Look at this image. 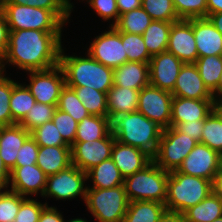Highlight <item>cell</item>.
Wrapping results in <instances>:
<instances>
[{"label": "cell", "instance_id": "b9f144b4", "mask_svg": "<svg viewBox=\"0 0 222 222\" xmlns=\"http://www.w3.org/2000/svg\"><path fill=\"white\" fill-rule=\"evenodd\" d=\"M31 136L39 146H69L52 120L32 130Z\"/></svg>", "mask_w": 222, "mask_h": 222}, {"label": "cell", "instance_id": "11a10c76", "mask_svg": "<svg viewBox=\"0 0 222 222\" xmlns=\"http://www.w3.org/2000/svg\"><path fill=\"white\" fill-rule=\"evenodd\" d=\"M212 193L222 200V172H218L211 182Z\"/></svg>", "mask_w": 222, "mask_h": 222}, {"label": "cell", "instance_id": "8fae6325", "mask_svg": "<svg viewBox=\"0 0 222 222\" xmlns=\"http://www.w3.org/2000/svg\"><path fill=\"white\" fill-rule=\"evenodd\" d=\"M173 95L169 91L147 85L140 90L137 111L163 129L171 123V107Z\"/></svg>", "mask_w": 222, "mask_h": 222}, {"label": "cell", "instance_id": "f907efd6", "mask_svg": "<svg viewBox=\"0 0 222 222\" xmlns=\"http://www.w3.org/2000/svg\"><path fill=\"white\" fill-rule=\"evenodd\" d=\"M10 29L8 27L4 11L0 5V63L4 59L9 42Z\"/></svg>", "mask_w": 222, "mask_h": 222}, {"label": "cell", "instance_id": "4316f807", "mask_svg": "<svg viewBox=\"0 0 222 222\" xmlns=\"http://www.w3.org/2000/svg\"><path fill=\"white\" fill-rule=\"evenodd\" d=\"M184 222H212L222 217V200L212 192L200 203L182 213Z\"/></svg>", "mask_w": 222, "mask_h": 222}, {"label": "cell", "instance_id": "d6986e66", "mask_svg": "<svg viewBox=\"0 0 222 222\" xmlns=\"http://www.w3.org/2000/svg\"><path fill=\"white\" fill-rule=\"evenodd\" d=\"M175 97L213 99L212 92L204 84L194 63H184L171 92Z\"/></svg>", "mask_w": 222, "mask_h": 222}, {"label": "cell", "instance_id": "30bf717a", "mask_svg": "<svg viewBox=\"0 0 222 222\" xmlns=\"http://www.w3.org/2000/svg\"><path fill=\"white\" fill-rule=\"evenodd\" d=\"M29 84L26 85L36 102L57 105L62 89L65 87V75L60 65L47 70L28 71Z\"/></svg>", "mask_w": 222, "mask_h": 222}, {"label": "cell", "instance_id": "680465c9", "mask_svg": "<svg viewBox=\"0 0 222 222\" xmlns=\"http://www.w3.org/2000/svg\"><path fill=\"white\" fill-rule=\"evenodd\" d=\"M207 18L215 26V28L222 33V12L209 14Z\"/></svg>", "mask_w": 222, "mask_h": 222}, {"label": "cell", "instance_id": "ab89813d", "mask_svg": "<svg viewBox=\"0 0 222 222\" xmlns=\"http://www.w3.org/2000/svg\"><path fill=\"white\" fill-rule=\"evenodd\" d=\"M26 199L22 195L6 188L0 191V222H14L21 203Z\"/></svg>", "mask_w": 222, "mask_h": 222}, {"label": "cell", "instance_id": "f5cc1de1", "mask_svg": "<svg viewBox=\"0 0 222 222\" xmlns=\"http://www.w3.org/2000/svg\"><path fill=\"white\" fill-rule=\"evenodd\" d=\"M116 2L120 15L142 7V0H116Z\"/></svg>", "mask_w": 222, "mask_h": 222}, {"label": "cell", "instance_id": "7dc6e473", "mask_svg": "<svg viewBox=\"0 0 222 222\" xmlns=\"http://www.w3.org/2000/svg\"><path fill=\"white\" fill-rule=\"evenodd\" d=\"M89 6L96 11V14L104 21L114 20L110 26H114L120 17L116 0H86Z\"/></svg>", "mask_w": 222, "mask_h": 222}, {"label": "cell", "instance_id": "60d3db41", "mask_svg": "<svg viewBox=\"0 0 222 222\" xmlns=\"http://www.w3.org/2000/svg\"><path fill=\"white\" fill-rule=\"evenodd\" d=\"M0 4H17L51 10L64 24L68 23L71 13L61 0H0Z\"/></svg>", "mask_w": 222, "mask_h": 222}, {"label": "cell", "instance_id": "ac0fdd59", "mask_svg": "<svg viewBox=\"0 0 222 222\" xmlns=\"http://www.w3.org/2000/svg\"><path fill=\"white\" fill-rule=\"evenodd\" d=\"M215 107L214 99H190L173 96L170 126L176 127L187 121L205 120Z\"/></svg>", "mask_w": 222, "mask_h": 222}, {"label": "cell", "instance_id": "d4e9b609", "mask_svg": "<svg viewBox=\"0 0 222 222\" xmlns=\"http://www.w3.org/2000/svg\"><path fill=\"white\" fill-rule=\"evenodd\" d=\"M71 165V146H39L37 166L47 176L57 174Z\"/></svg>", "mask_w": 222, "mask_h": 222}, {"label": "cell", "instance_id": "836d02e7", "mask_svg": "<svg viewBox=\"0 0 222 222\" xmlns=\"http://www.w3.org/2000/svg\"><path fill=\"white\" fill-rule=\"evenodd\" d=\"M152 21V18L141 7L120 15L114 27L119 32L142 35Z\"/></svg>", "mask_w": 222, "mask_h": 222}, {"label": "cell", "instance_id": "db71d44e", "mask_svg": "<svg viewBox=\"0 0 222 222\" xmlns=\"http://www.w3.org/2000/svg\"><path fill=\"white\" fill-rule=\"evenodd\" d=\"M9 179H10V170L4 164L0 156V188L1 189L8 188Z\"/></svg>", "mask_w": 222, "mask_h": 222}, {"label": "cell", "instance_id": "be15d7a7", "mask_svg": "<svg viewBox=\"0 0 222 222\" xmlns=\"http://www.w3.org/2000/svg\"><path fill=\"white\" fill-rule=\"evenodd\" d=\"M216 108L221 112L222 114V102L216 104Z\"/></svg>", "mask_w": 222, "mask_h": 222}, {"label": "cell", "instance_id": "7402d4cb", "mask_svg": "<svg viewBox=\"0 0 222 222\" xmlns=\"http://www.w3.org/2000/svg\"><path fill=\"white\" fill-rule=\"evenodd\" d=\"M30 135L19 124L0 127V156L9 170L15 166L18 150Z\"/></svg>", "mask_w": 222, "mask_h": 222}, {"label": "cell", "instance_id": "ba28073f", "mask_svg": "<svg viewBox=\"0 0 222 222\" xmlns=\"http://www.w3.org/2000/svg\"><path fill=\"white\" fill-rule=\"evenodd\" d=\"M197 143L176 127L165 128L162 131L153 161L165 171L177 170Z\"/></svg>", "mask_w": 222, "mask_h": 222}, {"label": "cell", "instance_id": "83f0119b", "mask_svg": "<svg viewBox=\"0 0 222 222\" xmlns=\"http://www.w3.org/2000/svg\"><path fill=\"white\" fill-rule=\"evenodd\" d=\"M166 210L163 203L131 201L122 222H157Z\"/></svg>", "mask_w": 222, "mask_h": 222}, {"label": "cell", "instance_id": "f6af8a7d", "mask_svg": "<svg viewBox=\"0 0 222 222\" xmlns=\"http://www.w3.org/2000/svg\"><path fill=\"white\" fill-rule=\"evenodd\" d=\"M52 121L54 122L56 128L61 134L63 140L69 146H72L75 142L78 122L75 121L70 116V114L65 113L57 108L54 111Z\"/></svg>", "mask_w": 222, "mask_h": 222}, {"label": "cell", "instance_id": "03108f58", "mask_svg": "<svg viewBox=\"0 0 222 222\" xmlns=\"http://www.w3.org/2000/svg\"><path fill=\"white\" fill-rule=\"evenodd\" d=\"M212 222H222V217L218 218V219H215L214 221Z\"/></svg>", "mask_w": 222, "mask_h": 222}, {"label": "cell", "instance_id": "8d00e7d4", "mask_svg": "<svg viewBox=\"0 0 222 222\" xmlns=\"http://www.w3.org/2000/svg\"><path fill=\"white\" fill-rule=\"evenodd\" d=\"M121 41L127 54V61L149 63L151 56L139 34L121 32Z\"/></svg>", "mask_w": 222, "mask_h": 222}, {"label": "cell", "instance_id": "e7e4bbea", "mask_svg": "<svg viewBox=\"0 0 222 222\" xmlns=\"http://www.w3.org/2000/svg\"><path fill=\"white\" fill-rule=\"evenodd\" d=\"M220 172H222V152L220 153Z\"/></svg>", "mask_w": 222, "mask_h": 222}, {"label": "cell", "instance_id": "681fc988", "mask_svg": "<svg viewBox=\"0 0 222 222\" xmlns=\"http://www.w3.org/2000/svg\"><path fill=\"white\" fill-rule=\"evenodd\" d=\"M203 126H204V120H200V121H187L185 123H180L176 126V128L180 132L187 134L188 137H191L198 143H201Z\"/></svg>", "mask_w": 222, "mask_h": 222}, {"label": "cell", "instance_id": "ee69618b", "mask_svg": "<svg viewBox=\"0 0 222 222\" xmlns=\"http://www.w3.org/2000/svg\"><path fill=\"white\" fill-rule=\"evenodd\" d=\"M179 19L206 18L207 0H172Z\"/></svg>", "mask_w": 222, "mask_h": 222}, {"label": "cell", "instance_id": "e0dca14e", "mask_svg": "<svg viewBox=\"0 0 222 222\" xmlns=\"http://www.w3.org/2000/svg\"><path fill=\"white\" fill-rule=\"evenodd\" d=\"M183 64L167 51L152 56L149 62L150 85L172 92Z\"/></svg>", "mask_w": 222, "mask_h": 222}, {"label": "cell", "instance_id": "d6a6232c", "mask_svg": "<svg viewBox=\"0 0 222 222\" xmlns=\"http://www.w3.org/2000/svg\"><path fill=\"white\" fill-rule=\"evenodd\" d=\"M201 143L222 152V114L216 107L204 120Z\"/></svg>", "mask_w": 222, "mask_h": 222}, {"label": "cell", "instance_id": "3957f363", "mask_svg": "<svg viewBox=\"0 0 222 222\" xmlns=\"http://www.w3.org/2000/svg\"><path fill=\"white\" fill-rule=\"evenodd\" d=\"M59 65L63 69L65 83L68 87L86 86L107 93L114 85V69L99 63L88 53L85 57L67 56L62 47Z\"/></svg>", "mask_w": 222, "mask_h": 222}, {"label": "cell", "instance_id": "5bb4252c", "mask_svg": "<svg viewBox=\"0 0 222 222\" xmlns=\"http://www.w3.org/2000/svg\"><path fill=\"white\" fill-rule=\"evenodd\" d=\"M177 171L182 174L202 177L212 182L220 171V153L205 144L197 143Z\"/></svg>", "mask_w": 222, "mask_h": 222}, {"label": "cell", "instance_id": "7c38bea8", "mask_svg": "<svg viewBox=\"0 0 222 222\" xmlns=\"http://www.w3.org/2000/svg\"><path fill=\"white\" fill-rule=\"evenodd\" d=\"M96 36L87 53L104 66L117 68L127 62V54L121 41V32L114 26Z\"/></svg>", "mask_w": 222, "mask_h": 222}, {"label": "cell", "instance_id": "bcb514c9", "mask_svg": "<svg viewBox=\"0 0 222 222\" xmlns=\"http://www.w3.org/2000/svg\"><path fill=\"white\" fill-rule=\"evenodd\" d=\"M47 202L44 204L37 201V199L26 198L20 205V209L14 222H38L42 210L47 206Z\"/></svg>", "mask_w": 222, "mask_h": 222}, {"label": "cell", "instance_id": "4fadbf2b", "mask_svg": "<svg viewBox=\"0 0 222 222\" xmlns=\"http://www.w3.org/2000/svg\"><path fill=\"white\" fill-rule=\"evenodd\" d=\"M115 137L110 132L105 138L93 141L74 142L71 146V162L83 172L111 158Z\"/></svg>", "mask_w": 222, "mask_h": 222}, {"label": "cell", "instance_id": "44dd1931", "mask_svg": "<svg viewBox=\"0 0 222 222\" xmlns=\"http://www.w3.org/2000/svg\"><path fill=\"white\" fill-rule=\"evenodd\" d=\"M198 57L222 56V33L206 18H193Z\"/></svg>", "mask_w": 222, "mask_h": 222}, {"label": "cell", "instance_id": "f35d334b", "mask_svg": "<svg viewBox=\"0 0 222 222\" xmlns=\"http://www.w3.org/2000/svg\"><path fill=\"white\" fill-rule=\"evenodd\" d=\"M57 105H47L36 102L25 117L18 123L27 131L31 132L36 127L51 121Z\"/></svg>", "mask_w": 222, "mask_h": 222}, {"label": "cell", "instance_id": "52a82bcc", "mask_svg": "<svg viewBox=\"0 0 222 222\" xmlns=\"http://www.w3.org/2000/svg\"><path fill=\"white\" fill-rule=\"evenodd\" d=\"M10 31H62L65 24L51 11L17 4H0Z\"/></svg>", "mask_w": 222, "mask_h": 222}, {"label": "cell", "instance_id": "603a6c76", "mask_svg": "<svg viewBox=\"0 0 222 222\" xmlns=\"http://www.w3.org/2000/svg\"><path fill=\"white\" fill-rule=\"evenodd\" d=\"M114 85L141 90L150 84L149 63L127 61L114 68Z\"/></svg>", "mask_w": 222, "mask_h": 222}, {"label": "cell", "instance_id": "74e56055", "mask_svg": "<svg viewBox=\"0 0 222 222\" xmlns=\"http://www.w3.org/2000/svg\"><path fill=\"white\" fill-rule=\"evenodd\" d=\"M142 8L156 21L176 22L177 16L172 0H142Z\"/></svg>", "mask_w": 222, "mask_h": 222}, {"label": "cell", "instance_id": "9c48e42d", "mask_svg": "<svg viewBox=\"0 0 222 222\" xmlns=\"http://www.w3.org/2000/svg\"><path fill=\"white\" fill-rule=\"evenodd\" d=\"M87 173L75 165H71L57 174L47 176L46 188L43 197L56 200H67L82 197L85 201ZM85 184V185H84Z\"/></svg>", "mask_w": 222, "mask_h": 222}, {"label": "cell", "instance_id": "7a4b0ae2", "mask_svg": "<svg viewBox=\"0 0 222 222\" xmlns=\"http://www.w3.org/2000/svg\"><path fill=\"white\" fill-rule=\"evenodd\" d=\"M163 128L142 113L119 115L111 121V132L122 144L139 148L152 158L156 155Z\"/></svg>", "mask_w": 222, "mask_h": 222}, {"label": "cell", "instance_id": "6f0895ef", "mask_svg": "<svg viewBox=\"0 0 222 222\" xmlns=\"http://www.w3.org/2000/svg\"><path fill=\"white\" fill-rule=\"evenodd\" d=\"M222 12V0H207V16Z\"/></svg>", "mask_w": 222, "mask_h": 222}, {"label": "cell", "instance_id": "6da1fadb", "mask_svg": "<svg viewBox=\"0 0 222 222\" xmlns=\"http://www.w3.org/2000/svg\"><path fill=\"white\" fill-rule=\"evenodd\" d=\"M62 31H39L35 29L10 31L6 55L1 70L8 64L20 70H47L59 65L62 48Z\"/></svg>", "mask_w": 222, "mask_h": 222}, {"label": "cell", "instance_id": "6125c7cd", "mask_svg": "<svg viewBox=\"0 0 222 222\" xmlns=\"http://www.w3.org/2000/svg\"><path fill=\"white\" fill-rule=\"evenodd\" d=\"M64 222H88V221L86 219H83V218H73L71 220L64 221Z\"/></svg>", "mask_w": 222, "mask_h": 222}, {"label": "cell", "instance_id": "ffe728a7", "mask_svg": "<svg viewBox=\"0 0 222 222\" xmlns=\"http://www.w3.org/2000/svg\"><path fill=\"white\" fill-rule=\"evenodd\" d=\"M111 159L124 178L142 170L153 160L145 151L119 143L117 140L111 150Z\"/></svg>", "mask_w": 222, "mask_h": 222}, {"label": "cell", "instance_id": "f546056e", "mask_svg": "<svg viewBox=\"0 0 222 222\" xmlns=\"http://www.w3.org/2000/svg\"><path fill=\"white\" fill-rule=\"evenodd\" d=\"M110 132L111 120L108 117L89 115L78 122L75 142L99 140Z\"/></svg>", "mask_w": 222, "mask_h": 222}, {"label": "cell", "instance_id": "4dcf8cb0", "mask_svg": "<svg viewBox=\"0 0 222 222\" xmlns=\"http://www.w3.org/2000/svg\"><path fill=\"white\" fill-rule=\"evenodd\" d=\"M36 103L26 84L16 83L12 88L10 110L12 125L18 124Z\"/></svg>", "mask_w": 222, "mask_h": 222}, {"label": "cell", "instance_id": "8992f818", "mask_svg": "<svg viewBox=\"0 0 222 222\" xmlns=\"http://www.w3.org/2000/svg\"><path fill=\"white\" fill-rule=\"evenodd\" d=\"M85 204L98 222H122L129 200L124 185L114 188H87Z\"/></svg>", "mask_w": 222, "mask_h": 222}, {"label": "cell", "instance_id": "91938a15", "mask_svg": "<svg viewBox=\"0 0 222 222\" xmlns=\"http://www.w3.org/2000/svg\"><path fill=\"white\" fill-rule=\"evenodd\" d=\"M215 105L222 102V73L217 87L212 91Z\"/></svg>", "mask_w": 222, "mask_h": 222}, {"label": "cell", "instance_id": "1f68e13d", "mask_svg": "<svg viewBox=\"0 0 222 222\" xmlns=\"http://www.w3.org/2000/svg\"><path fill=\"white\" fill-rule=\"evenodd\" d=\"M78 99L83 103L90 115L108 117L107 93L100 92L91 87H70Z\"/></svg>", "mask_w": 222, "mask_h": 222}, {"label": "cell", "instance_id": "5b68a950", "mask_svg": "<svg viewBox=\"0 0 222 222\" xmlns=\"http://www.w3.org/2000/svg\"><path fill=\"white\" fill-rule=\"evenodd\" d=\"M169 172L152 160L142 170L124 178V188L129 202L154 201L165 204Z\"/></svg>", "mask_w": 222, "mask_h": 222}, {"label": "cell", "instance_id": "d590c367", "mask_svg": "<svg viewBox=\"0 0 222 222\" xmlns=\"http://www.w3.org/2000/svg\"><path fill=\"white\" fill-rule=\"evenodd\" d=\"M57 109L70 114V116L77 122L82 121L90 115L87 109L83 106V103L78 99L75 91L66 85L60 93Z\"/></svg>", "mask_w": 222, "mask_h": 222}, {"label": "cell", "instance_id": "816d5d0a", "mask_svg": "<svg viewBox=\"0 0 222 222\" xmlns=\"http://www.w3.org/2000/svg\"><path fill=\"white\" fill-rule=\"evenodd\" d=\"M64 216L55 207L46 206L40 215L38 222H64Z\"/></svg>", "mask_w": 222, "mask_h": 222}, {"label": "cell", "instance_id": "94428289", "mask_svg": "<svg viewBox=\"0 0 222 222\" xmlns=\"http://www.w3.org/2000/svg\"><path fill=\"white\" fill-rule=\"evenodd\" d=\"M61 1L70 12L73 10L74 5L71 3V0H61Z\"/></svg>", "mask_w": 222, "mask_h": 222}, {"label": "cell", "instance_id": "9f6ffc18", "mask_svg": "<svg viewBox=\"0 0 222 222\" xmlns=\"http://www.w3.org/2000/svg\"><path fill=\"white\" fill-rule=\"evenodd\" d=\"M157 222H184V218L180 213L166 210Z\"/></svg>", "mask_w": 222, "mask_h": 222}, {"label": "cell", "instance_id": "cb8c5ba5", "mask_svg": "<svg viewBox=\"0 0 222 222\" xmlns=\"http://www.w3.org/2000/svg\"><path fill=\"white\" fill-rule=\"evenodd\" d=\"M140 90L113 85L107 92L108 118L137 111Z\"/></svg>", "mask_w": 222, "mask_h": 222}, {"label": "cell", "instance_id": "2e32d148", "mask_svg": "<svg viewBox=\"0 0 222 222\" xmlns=\"http://www.w3.org/2000/svg\"><path fill=\"white\" fill-rule=\"evenodd\" d=\"M46 181L47 175L37 164L14 166L10 170L8 187L11 186L9 190L26 198L29 195L35 196L39 193L42 197L46 188Z\"/></svg>", "mask_w": 222, "mask_h": 222}, {"label": "cell", "instance_id": "277c9868", "mask_svg": "<svg viewBox=\"0 0 222 222\" xmlns=\"http://www.w3.org/2000/svg\"><path fill=\"white\" fill-rule=\"evenodd\" d=\"M211 192L210 180L173 170L169 172L167 180L166 209L182 214L203 201Z\"/></svg>", "mask_w": 222, "mask_h": 222}, {"label": "cell", "instance_id": "9a60e30c", "mask_svg": "<svg viewBox=\"0 0 222 222\" xmlns=\"http://www.w3.org/2000/svg\"><path fill=\"white\" fill-rule=\"evenodd\" d=\"M167 52L183 63H195L198 58L197 45L193 33V18L180 19L172 23Z\"/></svg>", "mask_w": 222, "mask_h": 222}, {"label": "cell", "instance_id": "c3c4849f", "mask_svg": "<svg viewBox=\"0 0 222 222\" xmlns=\"http://www.w3.org/2000/svg\"><path fill=\"white\" fill-rule=\"evenodd\" d=\"M39 145L30 135L21 148L18 150L15 166H25L37 164Z\"/></svg>", "mask_w": 222, "mask_h": 222}, {"label": "cell", "instance_id": "7bdbcfd3", "mask_svg": "<svg viewBox=\"0 0 222 222\" xmlns=\"http://www.w3.org/2000/svg\"><path fill=\"white\" fill-rule=\"evenodd\" d=\"M16 83V81L6 77L4 72L0 73V127L12 125L10 98L12 88Z\"/></svg>", "mask_w": 222, "mask_h": 222}, {"label": "cell", "instance_id": "f1b7e54d", "mask_svg": "<svg viewBox=\"0 0 222 222\" xmlns=\"http://www.w3.org/2000/svg\"><path fill=\"white\" fill-rule=\"evenodd\" d=\"M172 23L153 20L142 34L151 57L167 51Z\"/></svg>", "mask_w": 222, "mask_h": 222}, {"label": "cell", "instance_id": "e575fe53", "mask_svg": "<svg viewBox=\"0 0 222 222\" xmlns=\"http://www.w3.org/2000/svg\"><path fill=\"white\" fill-rule=\"evenodd\" d=\"M194 64L204 84L212 92L217 87L222 73V56L198 57Z\"/></svg>", "mask_w": 222, "mask_h": 222}, {"label": "cell", "instance_id": "484cf974", "mask_svg": "<svg viewBox=\"0 0 222 222\" xmlns=\"http://www.w3.org/2000/svg\"><path fill=\"white\" fill-rule=\"evenodd\" d=\"M86 173L87 180L93 183L92 187L87 186V188L108 189L123 185L124 183V177L111 158L102 161Z\"/></svg>", "mask_w": 222, "mask_h": 222}]
</instances>
